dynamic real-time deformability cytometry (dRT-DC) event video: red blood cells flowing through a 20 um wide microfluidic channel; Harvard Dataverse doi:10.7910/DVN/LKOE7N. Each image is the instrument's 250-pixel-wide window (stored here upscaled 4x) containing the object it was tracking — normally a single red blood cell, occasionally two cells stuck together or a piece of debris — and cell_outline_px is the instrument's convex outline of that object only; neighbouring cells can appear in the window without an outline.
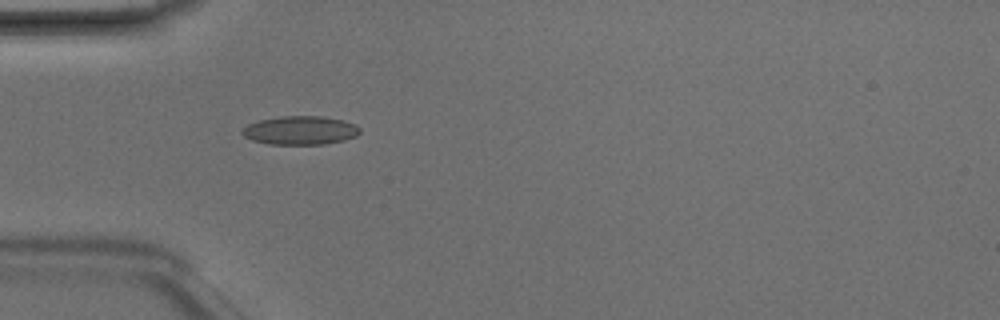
{"species": "Egyptian fruit bat (a non-hibernating species)", "species_latin": "Rousettus aegyptiacus", "temperature_condition": "room temperature", "stored_images_in_passage": 5, "camera_frame_rate_fps": 3000, "um_per_image_px": 0.085, "animal": {"sex": "male"}, "frame": {"image": 1, "passage_image": 5, "time_ms": 1.333, "image_size_px": [1000, 320], "cell_outline_px": [[360, 132], [356, 136], [344, 140], [324, 144], [268, 144], [252, 140], [244, 136], [240, 132], [248, 124], [260, 120], [280, 116], [320, 116], [344, 120], [356, 124], [360, 128]], "centroid_in_image_um": [25.54, 11.08], "position_along_channel_um": 59.5, "area_um2": 19.65}}